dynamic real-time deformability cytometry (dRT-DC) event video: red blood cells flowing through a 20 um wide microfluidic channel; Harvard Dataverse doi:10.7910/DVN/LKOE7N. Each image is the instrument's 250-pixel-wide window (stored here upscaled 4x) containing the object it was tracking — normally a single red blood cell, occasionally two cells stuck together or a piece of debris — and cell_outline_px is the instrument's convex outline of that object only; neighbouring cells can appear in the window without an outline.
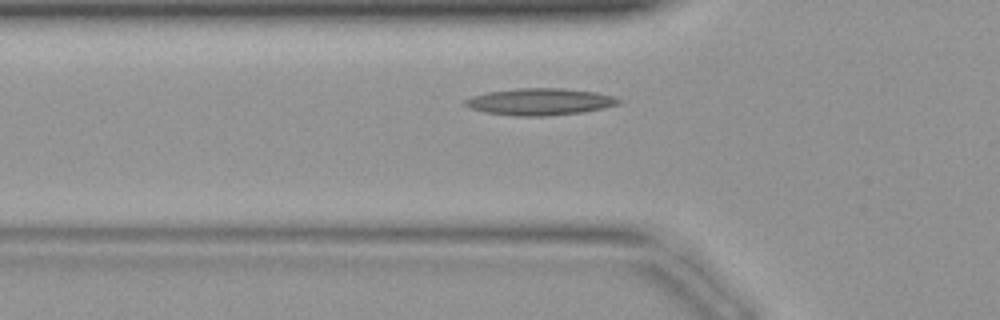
{"species": "common noctule bat (a hibernating species)", "species_latin": "Nyctalus noctula", "temperature_condition": "warm", "stored_images_in_passage": 37, "camera_frame_rate_fps": 3000, "um_per_image_px": 0.085, "animal": {"sex": "female", "body_mass_g": 19.9}, "frame": {"image": 1, "passage_image": 9, "time_ms": 2.667, "image_size_px": [1000, 320], "cell_outline_px": [[620, 104], [604, 108], [580, 112], [544, 116], [516, 116], [484, 112], [468, 108], [464, 104], [464, 100], [472, 96], [488, 92], [516, 88], [560, 88], [596, 92], [612, 96], [620, 100]], "centroid_in_image_um": [45.85, 8.64], "position_along_channel_um": 80.0, "area_um2": 23.93}}
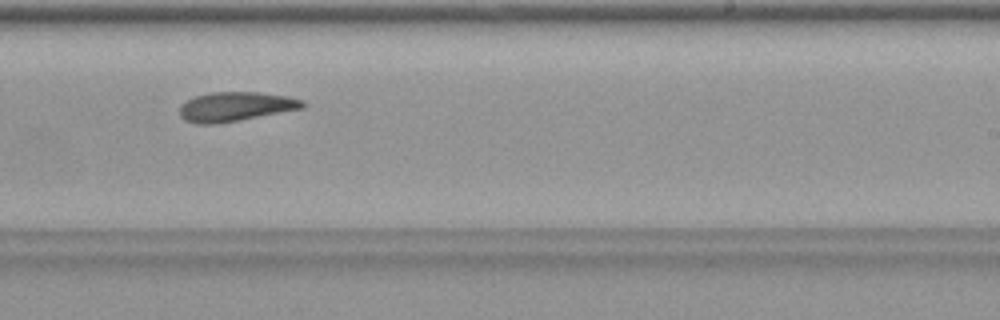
{"frame": {"image": 2, "passage_image": 21, "time_ms": 6.667, "image_size_px": [1000, 320], "cell_outline_px": [[304, 108], [240, 120], [216, 124], [196, 124], [184, 120], [180, 116], [180, 104], [196, 96], [212, 92], [256, 92], [288, 96], [304, 100]], "centroid_in_image_um": [20.01, 9.07], "position_along_channel_um": 269.0, "area_um2": 21.04}}
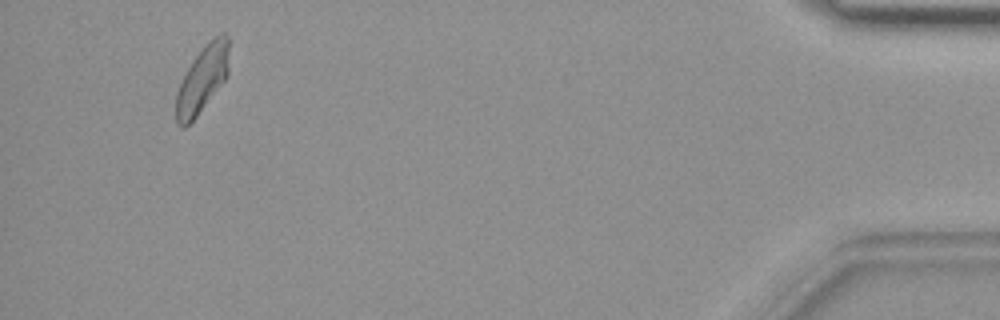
{"frame": {"image": 3, "passage_image": 35, "time_ms": 11.333, "image_size_px": [1000, 320], "cell_outline_px": [[228, 76], [196, 116], [184, 128], [180, 128], [176, 124], [176, 92], [192, 60], [208, 40], [212, 36], [220, 32], [224, 32], [228, 36]], "centroid_in_image_um": [17.2, 6.7], "position_along_channel_um": 418.0, "area_um2": 20.58}}